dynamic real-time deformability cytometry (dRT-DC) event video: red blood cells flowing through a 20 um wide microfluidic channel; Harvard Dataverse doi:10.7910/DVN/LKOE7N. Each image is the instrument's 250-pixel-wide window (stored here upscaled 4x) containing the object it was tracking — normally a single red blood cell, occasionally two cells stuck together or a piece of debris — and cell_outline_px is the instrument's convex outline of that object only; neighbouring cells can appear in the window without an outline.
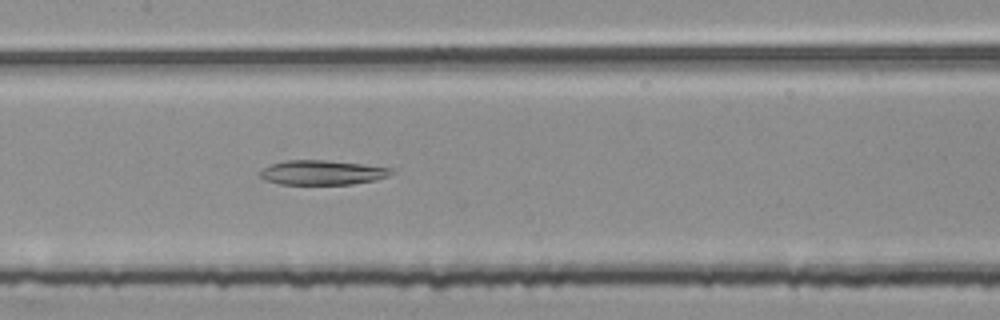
{"species": "common noctule bat (a hibernating species)", "species_latin": "Nyctalus noctula", "temperature_condition": "room temperature", "stored_images_in_passage": 51, "camera_frame_rate_fps": 3000, "um_per_image_px": 0.085, "animal": {"sex": "female", "body_mass_g": 25.1}, "frame": {"image": 1, "passage_image": 25, "time_ms": 8.0, "image_size_px": [1000, 320], "cell_outline_px": [[396, 172], [388, 176], [376, 180], [352, 184], [280, 184], [268, 180], [260, 176], [260, 172], [264, 168], [272, 164], [284, 160], [328, 160], [364, 164], [392, 168]], "centroid_in_image_um": [27.46, 14.66], "position_along_channel_um": 179.9, "area_um2": 18.79}}
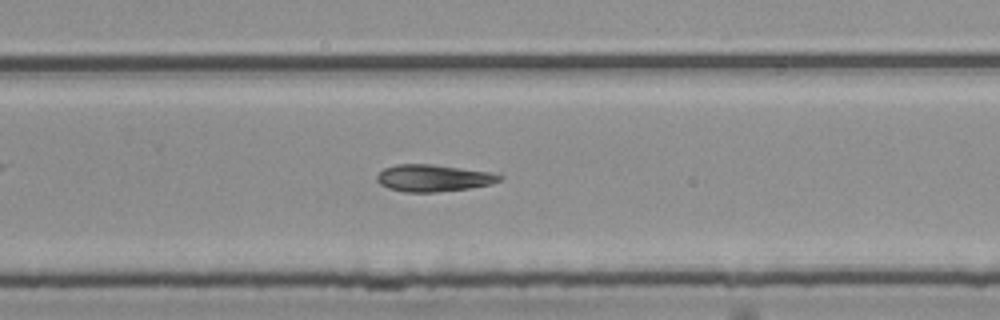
{"frame": {"image": 2, "passage_image": 34, "time_ms": 11.0, "image_size_px": [1000, 320], "cell_outline_px": [[504, 176], [500, 180], [492, 184], [468, 188], [436, 192], [404, 192], [388, 188], [380, 184], [376, 180], [376, 176], [384, 168], [396, 164], [432, 164], [488, 172]], "centroid_in_image_um": [36.8, 15.13], "position_along_channel_um": 293.0, "area_um2": 19.13}}
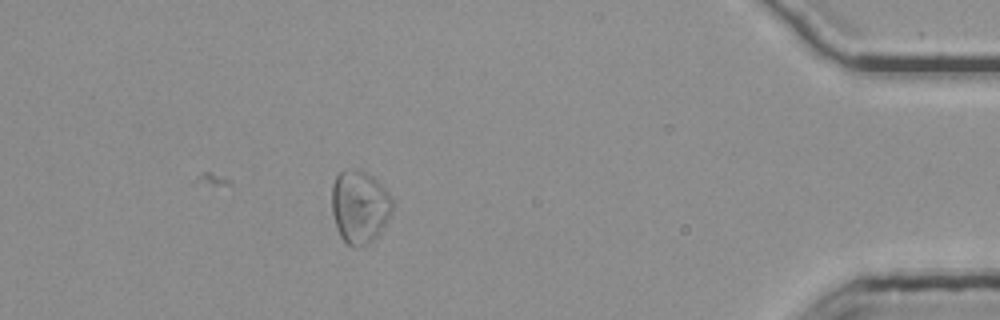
{"frame": {"image": 3, "passage_image": 47, "time_ms": 15.333, "image_size_px": [1000, 320], "cell_outline_px": [[392, 212], [388, 220], [380, 232], [372, 240], [356, 248], [352, 248], [340, 236], [336, 228], [332, 212], [332, 184], [336, 176], [340, 172], [364, 172], [372, 176], [388, 192], [392, 200]], "centroid_in_image_um": [30.56, 17.62], "position_along_channel_um": 404.6, "area_um2": 25.32}}